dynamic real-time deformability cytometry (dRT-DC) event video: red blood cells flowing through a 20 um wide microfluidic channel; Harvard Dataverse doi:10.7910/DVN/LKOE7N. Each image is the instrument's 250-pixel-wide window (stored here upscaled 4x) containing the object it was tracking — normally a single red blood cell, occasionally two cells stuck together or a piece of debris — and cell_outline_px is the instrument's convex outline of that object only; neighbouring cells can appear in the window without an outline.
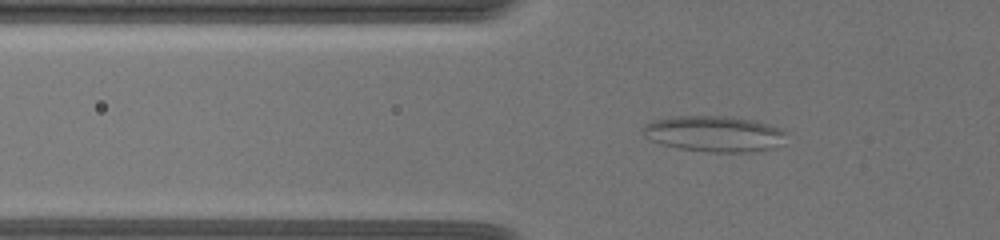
{"species": "common noctule bat (a hibernating species)", "species_latin": "Nyctalus noctula", "temperature_condition": "warm", "stored_images_in_passage": 34, "camera_frame_rate_fps": 3000, "um_per_image_px": 0.085, "animal": {"sex": "female", "body_mass_g": 19.5, "forearm_length_mm": 54.1}, "frame": {"image": 1, "passage_image": 7, "time_ms": 1.333, "image_size_px": [1000, 240], "cell_outline_px": [[788, 132], [772, 148], [748, 152], [704, 152], [680, 148], [660, 144], [644, 136], [644, 124], [652, 120], [672, 116], [724, 116], [748, 120], [768, 124], [780, 128]], "centroid_in_image_um": [60.63, 11.37], "position_along_channel_um": 65.2, "area_um2": 29.59}}
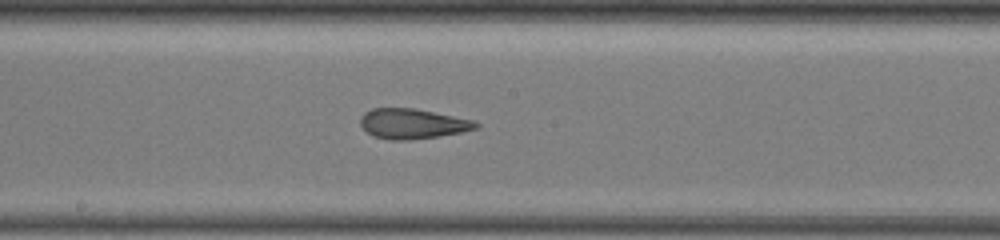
{"frame": {"image": 2, "passage_image": 19, "time_ms": 5.667, "image_size_px": [1000, 240], "cell_outline_px": [[480, 128], [460, 132], [436, 136], [408, 140], [388, 140], [372, 136], [360, 124], [360, 116], [364, 112], [372, 108], [416, 108], [472, 120], [480, 124]], "centroid_in_image_um": [35.03, 10.51], "position_along_channel_um": 213.2, "area_um2": 20.23}}
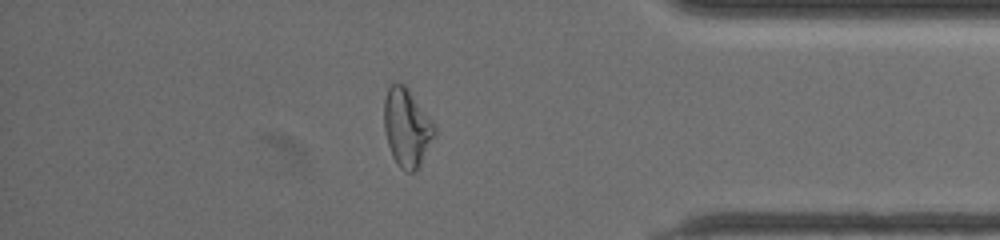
{"frame": {"image": 3, "passage_image": 30, "time_ms": 11.333, "image_size_px": [1000, 240], "cell_outline_px": [[436, 132], [416, 172], [408, 172], [400, 168], [392, 156], [388, 144], [384, 128], [384, 100], [388, 88], [392, 84], [404, 84], [408, 88], [436, 128]], "centroid_in_image_um": [34.56, 10.86], "position_along_channel_um": 400.6, "area_um2": 22.54}, "authors_computed_cell_mechanics": {"area_um2": 22.6287, "velocity_mm_per_s": 3.6317, "shape_relaxation_time_tau1_ms": null, "shape_relaxation_time_tau2_ms": 1.8913, "deformation_change_tau1": null, "deformation_change_tau2": 0.1118}}